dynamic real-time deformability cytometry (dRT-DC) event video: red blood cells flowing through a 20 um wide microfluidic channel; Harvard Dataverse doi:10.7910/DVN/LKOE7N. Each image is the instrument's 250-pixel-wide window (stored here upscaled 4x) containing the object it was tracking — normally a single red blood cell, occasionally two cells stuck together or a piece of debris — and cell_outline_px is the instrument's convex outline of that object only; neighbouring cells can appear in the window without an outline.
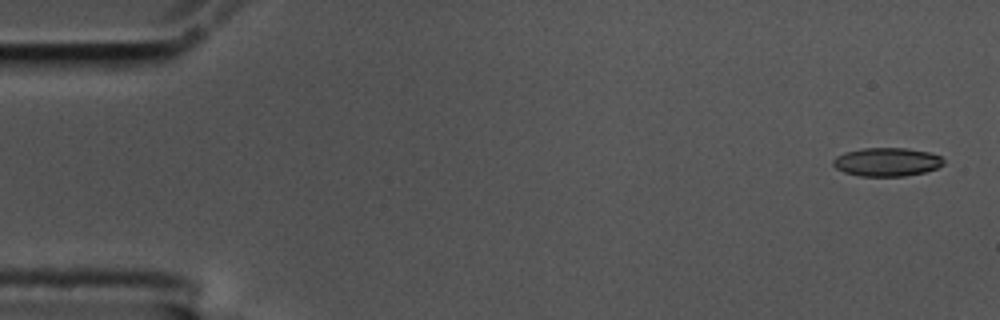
{"species": "common noctule bat (a hibernating species)", "species_latin": "Nyctalus noctula", "temperature_condition": "cold", "stored_images_in_passage": 5, "camera_frame_rate_fps": 3000, "um_per_image_px": 0.085, "animal": {"sex": "male", "body_mass_g": 17.5, "forearm_length_mm": 52.3}, "frame": {"image": 1, "passage_image": 1, "time_ms": 0.0, "image_size_px": [1000, 320], "cell_outline_px": [[944, 164], [936, 168], [924, 172], [904, 176], [860, 176], [844, 172], [836, 168], [832, 164], [832, 160], [836, 156], [844, 152], [864, 148], [908, 148], [928, 152], [940, 156], [944, 160]], "centroid_in_image_um": [75.36, 13.76], "position_along_channel_um": 9.6, "area_um2": 18.38}}
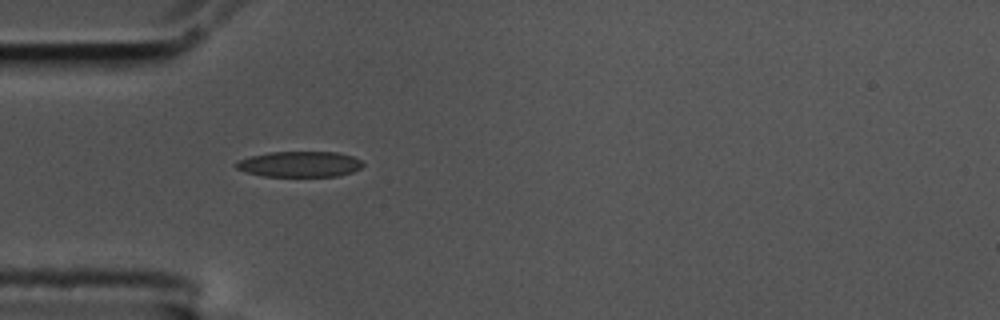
{"frame": {"image": 2, "passage_image": 4, "time_ms": 1.0, "image_size_px": [1000, 320], "cell_outline_px": [[364, 164], [360, 168], [352, 172], [336, 176], [264, 176], [244, 172], [236, 168], [236, 160], [248, 156], [268, 152], [336, 152], [352, 156], [360, 160]], "centroid_in_image_um": [25.42, 13.95], "position_along_channel_um": 59.6, "area_um2": 19.02}}